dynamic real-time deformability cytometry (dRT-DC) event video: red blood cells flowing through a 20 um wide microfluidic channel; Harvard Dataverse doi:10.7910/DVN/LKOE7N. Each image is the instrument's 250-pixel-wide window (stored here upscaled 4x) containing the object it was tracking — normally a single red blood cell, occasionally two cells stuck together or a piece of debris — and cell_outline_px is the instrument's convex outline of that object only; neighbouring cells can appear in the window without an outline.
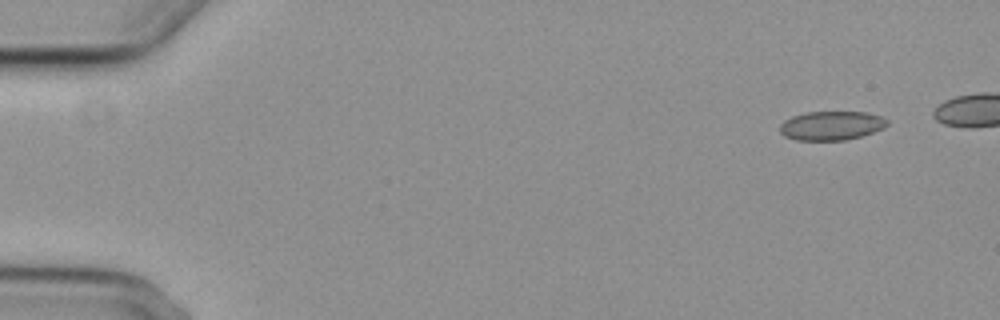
{"species": "common noctule bat (a hibernating species)", "species_latin": "Nyctalus noctula", "temperature_condition": "cold", "stored_images_in_passage": 6, "camera_frame_rate_fps": 3000, "um_per_image_px": 0.085, "animal": {"sex": "female", "body_mass_g": 29.2, "forearm_length_mm": 56.3}, "frame": {"image": 1, "passage_image": 1, "time_ms": 0.0, "image_size_px": [1000, 320], "cell_outline_px": [[888, 124], [884, 128], [860, 136], [844, 140], [796, 140], [784, 136], [780, 132], [780, 124], [784, 120], [792, 116], [804, 112], [868, 112], [880, 116], [888, 120]], "centroid_in_image_um": [70.65, 10.67], "position_along_channel_um": 14.4, "area_um2": 18.15}}
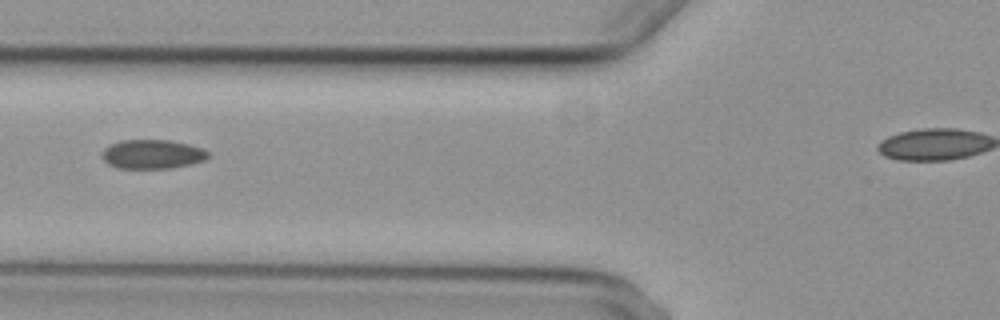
{"frame": {"image": 2, "passage_image": 6, "time_ms": 6.0, "image_size_px": [1000, 320], "cell_outline_px": [[208, 156], [204, 160], [192, 164], [172, 168], [116, 168], [108, 164], [100, 156], [104, 148], [108, 144], [120, 140], [168, 140], [188, 144], [200, 148], [208, 152]], "centroid_in_image_um": [12.89, 13.11], "position_along_channel_um": 112.9, "area_um2": 18.09}}